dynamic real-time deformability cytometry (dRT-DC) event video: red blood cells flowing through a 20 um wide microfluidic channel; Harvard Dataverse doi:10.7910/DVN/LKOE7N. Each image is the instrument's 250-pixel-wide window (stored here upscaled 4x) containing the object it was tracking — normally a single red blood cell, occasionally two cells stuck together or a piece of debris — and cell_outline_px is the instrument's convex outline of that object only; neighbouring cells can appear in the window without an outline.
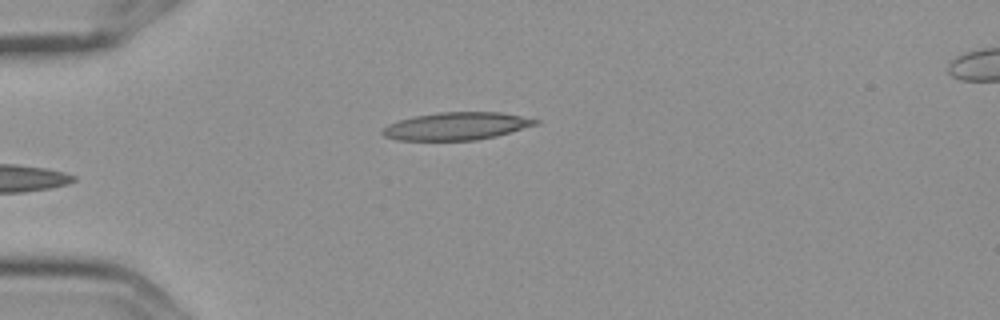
{"species": "Egyptian fruit bat (a non-hibernating species)", "species_latin": "Rousettus aegyptiacus", "temperature_condition": "cold", "stored_images_in_passage": 7, "camera_frame_rate_fps": 3000, "um_per_image_px": 0.085, "frame": {"image": 1, "passage_image": 7, "time_ms": 2.0, "image_size_px": [1000, 320], "cell_outline_px": [[540, 124], [496, 136], [476, 140], [396, 140], [384, 136], [380, 132], [380, 128], [388, 124], [400, 120], [416, 116], [440, 112], [500, 112], [540, 120]], "centroid_in_image_um": [38.79, 10.72], "position_along_channel_um": 46.2, "area_um2": 24.68}}